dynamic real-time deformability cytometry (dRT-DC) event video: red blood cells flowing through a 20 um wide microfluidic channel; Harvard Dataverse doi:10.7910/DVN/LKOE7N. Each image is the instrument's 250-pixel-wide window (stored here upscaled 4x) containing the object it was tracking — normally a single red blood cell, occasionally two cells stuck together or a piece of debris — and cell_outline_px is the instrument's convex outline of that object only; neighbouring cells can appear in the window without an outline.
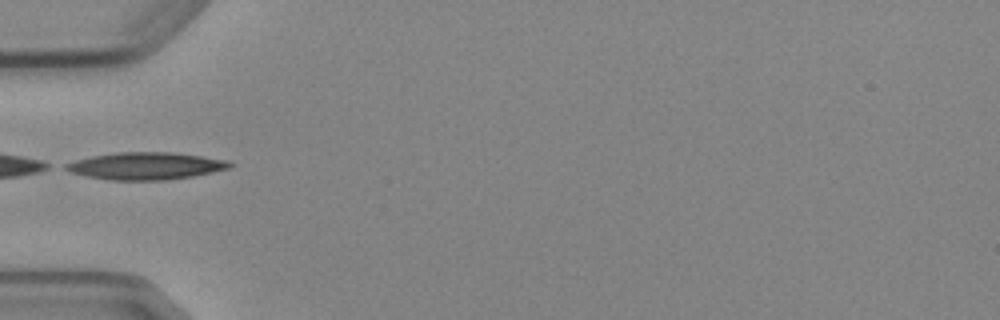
{"species": "Egyptian fruit bat (a non-hibernating species)", "species_latin": "Rousettus aegyptiacus", "temperature_condition": "cold", "stored_images_in_passage": 2, "camera_frame_rate_fps": 3000, "um_per_image_px": 0.085, "animal": {"sex": "female"}, "frame": {"image": 1, "passage_image": 1, "time_ms": 0.0, "image_size_px": [1000, 320], "cell_outline_px": [[236, 164], [232, 168], [192, 176], [164, 180], [108, 180], [88, 176], [72, 172], [64, 168], [64, 164], [76, 160], [92, 156], [116, 152], [172, 152], [228, 160]], "centroid_in_image_um": [12.44, 14.1], "position_along_channel_um": 72.6, "area_um2": 26.01}}
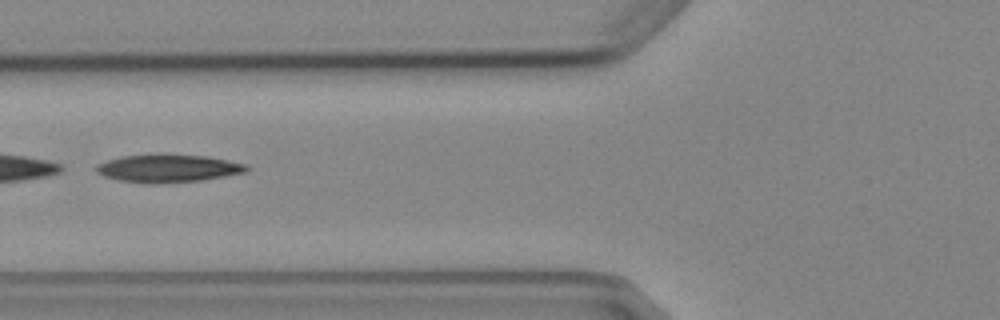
{"frame": {"image": 2, "passage_image": 2, "time_ms": 1.0, "image_size_px": [1000, 320], "cell_outline_px": [[248, 168], [244, 172], [224, 176], [200, 180], [152, 184], [120, 180], [104, 176], [96, 172], [96, 164], [108, 160], [124, 156], [160, 152], [208, 156], [248, 164]], "centroid_in_image_um": [14.27, 14.27], "position_along_channel_um": 111.5, "area_um2": 24.74}}